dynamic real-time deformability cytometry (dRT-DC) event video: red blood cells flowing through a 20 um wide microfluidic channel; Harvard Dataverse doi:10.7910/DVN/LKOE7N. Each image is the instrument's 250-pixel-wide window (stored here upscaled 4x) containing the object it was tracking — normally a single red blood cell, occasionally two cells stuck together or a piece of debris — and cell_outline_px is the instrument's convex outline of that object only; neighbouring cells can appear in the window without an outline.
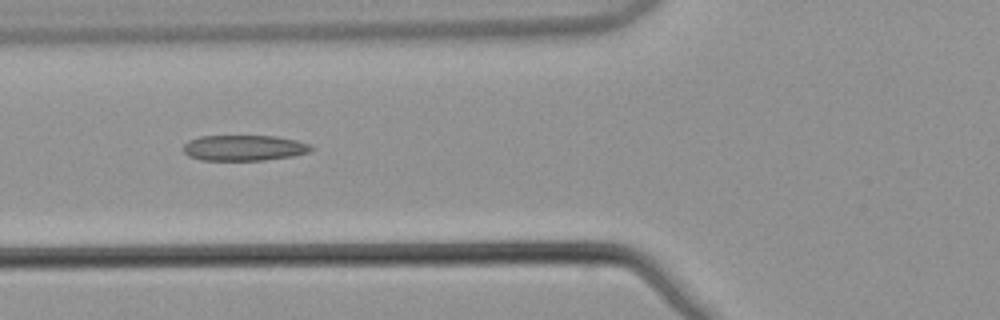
{"species": "common noctule bat (a hibernating species)", "species_latin": "Nyctalus noctula", "temperature_condition": "warm", "stored_images_in_passage": 6, "camera_frame_rate_fps": 3000, "um_per_image_px": 0.085, "animal": {"sex": "male", "body_mass_g": 21.5, "forearm_length_mm": 52.0}, "frame": {"image": 1, "passage_image": 6, "time_ms": 1.667, "image_size_px": [1000, 320], "cell_outline_px": [[316, 148], [308, 152], [292, 156], [264, 160], [200, 160], [188, 156], [184, 152], [184, 144], [188, 140], [200, 136], [276, 136], [296, 140], [312, 144]], "centroid_in_image_um": [20.76, 12.57], "position_along_channel_um": 105.0, "area_um2": 19.25}}